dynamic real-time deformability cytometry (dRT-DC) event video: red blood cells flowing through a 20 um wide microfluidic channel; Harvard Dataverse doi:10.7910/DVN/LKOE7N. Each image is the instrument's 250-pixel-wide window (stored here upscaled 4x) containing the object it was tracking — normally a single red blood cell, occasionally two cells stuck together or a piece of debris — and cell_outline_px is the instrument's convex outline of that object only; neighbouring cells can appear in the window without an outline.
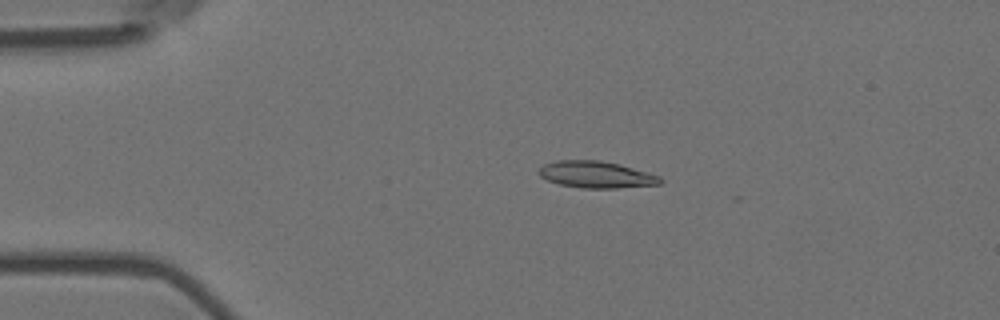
{"species": "Egyptian fruit bat (a non-hibernating species)", "species_latin": "Rousettus aegyptiacus", "temperature_condition": "room temperature", "stored_images_in_passage": 5, "camera_frame_rate_fps": 3000, "um_per_image_px": 0.085, "animal": {"sex": "female"}, "frame": {"image": 1, "passage_image": 3, "time_ms": 0.667, "image_size_px": [1000, 320], "cell_outline_px": [[664, 180], [660, 184], [616, 188], [580, 188], [560, 184], [548, 180], [540, 176], [540, 168], [544, 164], [556, 160], [600, 160], [620, 164], [660, 176]], "centroid_in_image_um": [50.7, 14.84], "position_along_channel_um": 34.3, "area_um2": 18.84}}
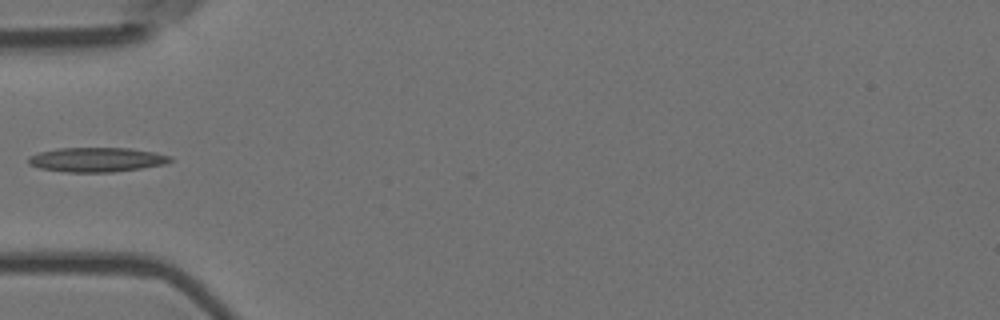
{"frame": {"image": 2, "passage_image": 5, "time_ms": 1.333, "image_size_px": [1000, 320], "cell_outline_px": [[172, 160], [164, 164], [140, 168], [112, 172], [68, 172], [40, 168], [28, 164], [28, 156], [40, 152], [56, 148], [128, 148], [152, 152], [172, 156]], "centroid_in_image_um": [8.18, 13.57], "position_along_channel_um": 76.8, "area_um2": 20.06}}